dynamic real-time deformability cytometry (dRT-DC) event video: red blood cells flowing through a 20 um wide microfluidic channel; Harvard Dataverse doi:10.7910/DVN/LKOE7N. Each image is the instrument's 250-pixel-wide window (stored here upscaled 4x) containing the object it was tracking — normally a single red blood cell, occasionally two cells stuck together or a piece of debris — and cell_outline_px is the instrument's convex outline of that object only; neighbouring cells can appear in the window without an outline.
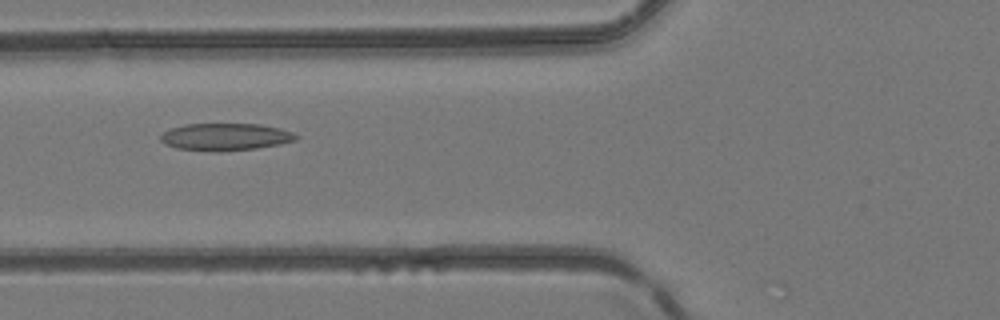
{"species": "common noctule bat (a hibernating species)", "species_latin": "Nyctalus noctula", "temperature_condition": "room temperature", "stored_images_in_passage": 37, "camera_frame_rate_fps": 3000, "um_per_image_px": 0.085, "animal": {"sex": "female", "body_mass_g": 24.6, "forearm_length_mm": 56.2}, "frame": {"image": 1, "passage_image": 8, "time_ms": 2.333, "image_size_px": [1000, 320], "cell_outline_px": [[300, 136], [296, 140], [280, 144], [256, 148], [176, 148], [164, 144], [160, 140], [160, 136], [164, 132], [172, 128], [184, 124], [260, 124], [280, 128], [292, 132]], "centroid_in_image_um": [19.21, 11.57], "position_along_channel_um": 106.6, "area_um2": 20.4}}
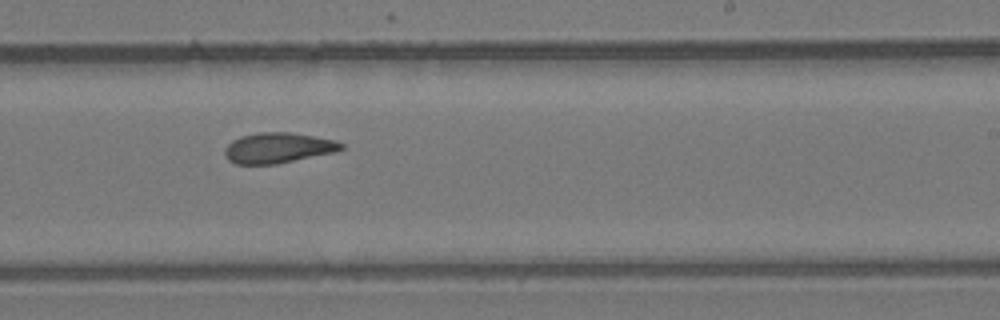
{"frame": {"image": 2, "passage_image": 19, "time_ms": 6.0, "image_size_px": [1000, 320], "cell_outline_px": [[344, 148], [336, 152], [276, 164], [236, 164], [228, 160], [224, 152], [228, 144], [232, 140], [240, 136], [260, 132], [288, 132], [336, 140], [344, 144]], "centroid_in_image_um": [23.64, 12.57], "position_along_channel_um": 265.4, "area_um2": 20.63}}
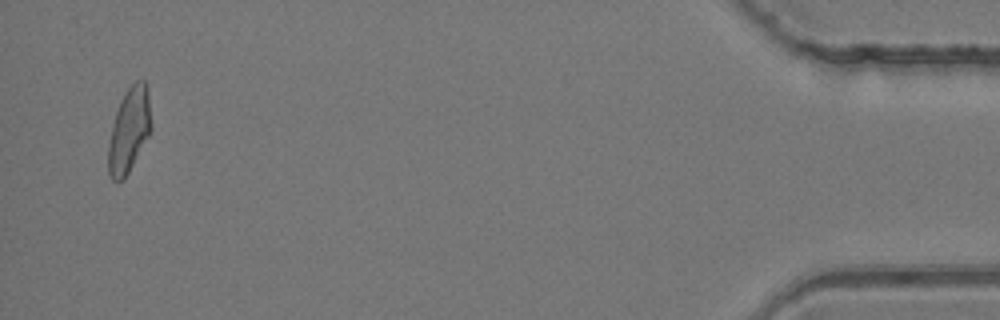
{"frame": {"image": 3, "passage_image": 36, "time_ms": 11.667, "image_size_px": [1000, 320], "cell_outline_px": [[152, 132], [124, 180], [112, 180], [108, 172], [108, 144], [116, 112], [120, 100], [124, 92], [136, 80], [144, 80], [148, 84], [152, 124]], "centroid_in_image_um": [11.01, 11.04], "position_along_channel_um": 424.2, "area_um2": 21.56}}